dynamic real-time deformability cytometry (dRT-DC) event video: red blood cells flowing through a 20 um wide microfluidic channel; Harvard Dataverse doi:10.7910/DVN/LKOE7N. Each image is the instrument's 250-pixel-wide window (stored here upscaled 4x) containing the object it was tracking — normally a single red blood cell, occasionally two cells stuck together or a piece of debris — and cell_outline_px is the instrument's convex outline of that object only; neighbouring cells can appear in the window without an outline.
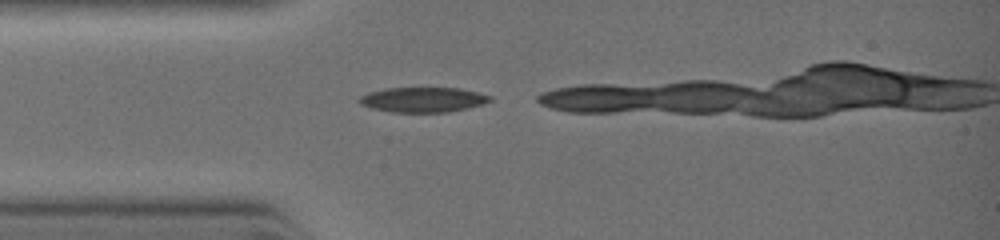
{"species": "common noctule bat (a hibernating species)", "species_latin": "Nyctalus noctula", "temperature_condition": "warm", "stored_images_in_passage": 6, "camera_frame_rate_fps": 3000, "um_per_image_px": 0.085, "animal": {"sex": "female", "body_mass_g": 19.0, "forearm_length_mm": 51.5}, "frame": {"image": 1, "passage_image": 1, "time_ms": 0.0, "image_size_px": [1000, 240], "cell_outline_px": [[492, 100], [484, 104], [448, 112], [392, 112], [372, 108], [360, 104], [356, 100], [360, 96], [368, 92], [384, 88], [460, 88], [492, 96]], "centroid_in_image_um": [35.93, 8.47], "position_along_channel_um": 49.1, "area_um2": 19.07}}